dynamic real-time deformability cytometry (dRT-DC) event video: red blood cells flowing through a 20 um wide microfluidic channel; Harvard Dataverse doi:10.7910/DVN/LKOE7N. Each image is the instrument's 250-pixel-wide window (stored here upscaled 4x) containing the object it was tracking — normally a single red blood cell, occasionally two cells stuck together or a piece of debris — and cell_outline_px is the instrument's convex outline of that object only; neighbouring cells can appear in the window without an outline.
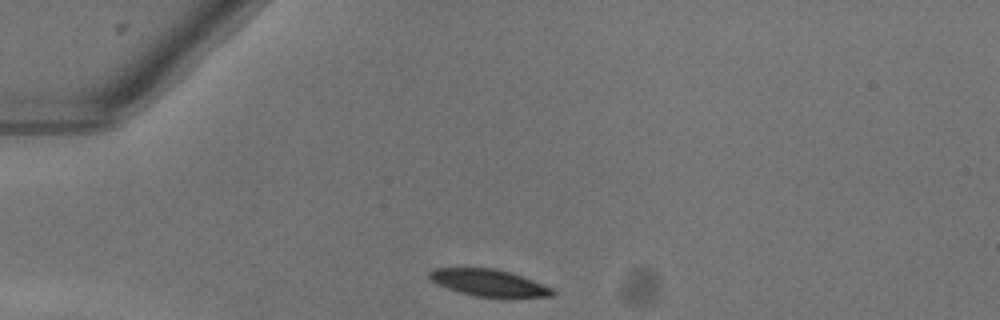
{"species": "common noctule bat (a hibernating species)", "species_latin": "Nyctalus noctula", "temperature_condition": "warm", "stored_images_in_passage": 39, "camera_frame_rate_fps": 3000, "um_per_image_px": 0.085, "animal": {"sex": "female"}, "frame": {"image": 1, "passage_image": 1, "time_ms": 0.0, "image_size_px": [1000, 320], "cell_outline_px": [[556, 292], [552, 296], [476, 296], [460, 292], [436, 284], [428, 276], [428, 272], [436, 268], [492, 268], [508, 272], [532, 280], [552, 288]], "centroid_in_image_um": [41.49, 24.02], "position_along_channel_um": 43.5, "area_um2": 18.61}}
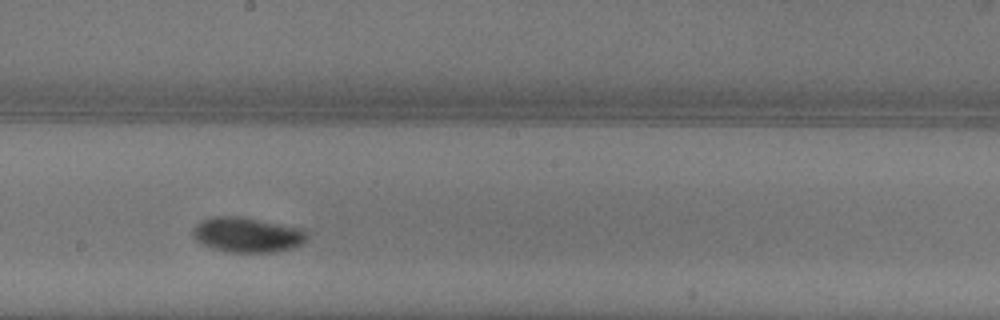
{"frame": {"image": 2, "passage_image": 17, "time_ms": 5.333, "image_size_px": [1000, 320], "cell_outline_px": [[308, 236], [300, 244], [292, 248], [272, 252], [224, 252], [212, 248], [196, 240], [192, 236], [192, 228], [200, 220], [212, 216], [240, 216], [304, 228], [308, 232]], "centroid_in_image_um": [20.99, 19.94], "position_along_channel_um": 227.2, "area_um2": 23.52}}
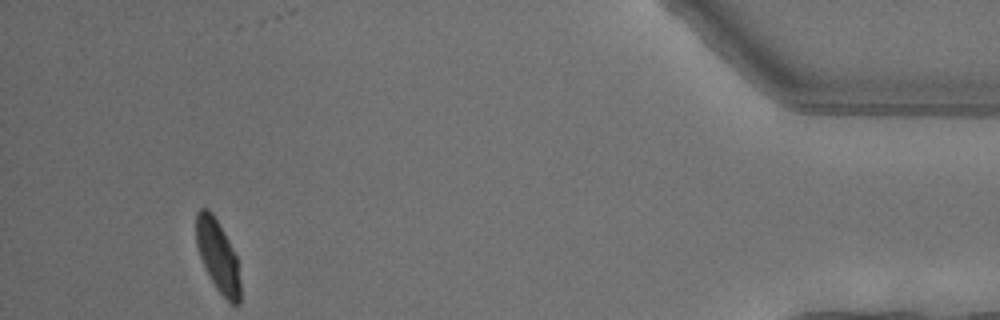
{"frame": {"image": 3, "passage_image": 36, "time_ms": 11.667, "image_size_px": [1000, 320], "cell_outline_px": [[240, 304], [232, 304], [216, 288], [200, 256], [196, 244], [196, 212], [200, 208], [208, 208], [212, 212], [224, 232], [236, 256], [240, 280]], "centroid_in_image_um": [18.51, 21.71], "position_along_channel_um": 416.7, "area_um2": 18.15}, "authors_computed_cell_mechanics": {"area_um2": 21.4438, "velocity_mm_per_s": 4.0307, "shape_relaxation_time_tau1_ms": 2.9897, "shape_relaxation_time_tau2_ms": null, "deformation_change_tau1": 0.1434, "deformation_change_tau2": null}}